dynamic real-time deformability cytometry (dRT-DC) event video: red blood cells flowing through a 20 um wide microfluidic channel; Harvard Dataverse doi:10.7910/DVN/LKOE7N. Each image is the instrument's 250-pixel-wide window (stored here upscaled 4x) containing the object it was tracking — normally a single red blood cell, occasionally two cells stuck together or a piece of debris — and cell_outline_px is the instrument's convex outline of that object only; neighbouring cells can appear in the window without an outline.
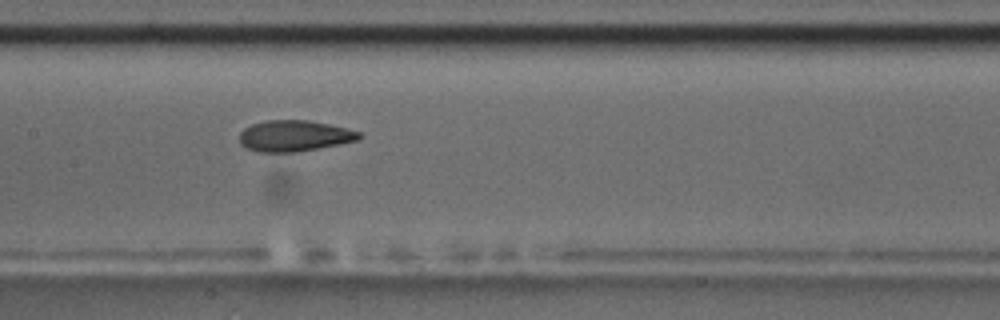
{"species": "common noctule bat (a hibernating species)", "species_latin": "Nyctalus noctula", "temperature_condition": "room temperature", "stored_images_in_passage": 8, "camera_frame_rate_fps": 3000, "um_per_image_px": 0.085, "animal": {"sex": "male", "body_mass_g": 17.5, "forearm_length_mm": 52.3}, "frame": {"image": 1, "passage_image": 5, "time_ms": 4.333, "image_size_px": [1000, 320], "cell_outline_px": [[360, 140], [340, 144], [296, 152], [260, 152], [248, 148], [240, 144], [240, 132], [244, 128], [252, 124], [268, 120], [308, 120], [328, 124], [360, 132]], "centroid_in_image_um": [25.01, 11.55], "position_along_channel_um": 182.4, "area_um2": 21.5}}